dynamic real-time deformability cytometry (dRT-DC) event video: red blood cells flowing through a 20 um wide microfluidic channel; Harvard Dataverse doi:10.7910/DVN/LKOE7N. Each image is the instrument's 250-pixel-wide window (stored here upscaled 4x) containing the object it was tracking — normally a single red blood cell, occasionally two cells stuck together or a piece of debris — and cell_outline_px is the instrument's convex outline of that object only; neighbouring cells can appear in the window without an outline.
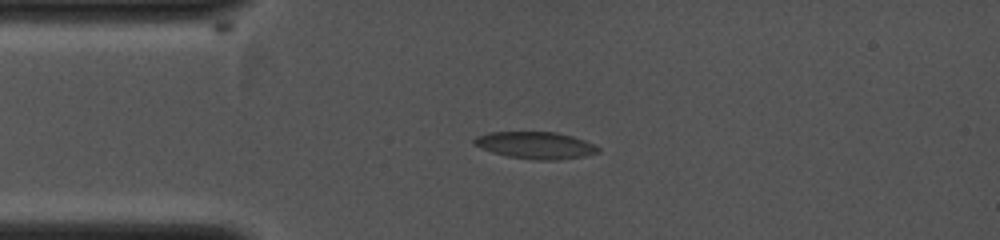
{"species": "common noctule bat (a hibernating species)", "species_latin": "Nyctalus noctula", "temperature_condition": "cold", "stored_images_in_passage": 3, "camera_frame_rate_fps": 4000, "um_per_image_px": 0.085, "animal": {"sex": "female", "body_mass_g": 19.0, "forearm_length_mm": 53.3}, "frame": {"image": 1, "passage_image": 3, "time_ms": 2.25, "image_size_px": [1000, 240], "cell_outline_px": [[600, 152], [584, 156], [556, 160], [536, 160], [508, 156], [492, 152], [480, 148], [472, 144], [472, 140], [476, 136], [488, 132], [556, 132], [572, 136], [584, 140], [600, 148]], "centroid_in_image_um": [45.48, 12.34], "position_along_channel_um": 39.5, "area_um2": 19.54}}